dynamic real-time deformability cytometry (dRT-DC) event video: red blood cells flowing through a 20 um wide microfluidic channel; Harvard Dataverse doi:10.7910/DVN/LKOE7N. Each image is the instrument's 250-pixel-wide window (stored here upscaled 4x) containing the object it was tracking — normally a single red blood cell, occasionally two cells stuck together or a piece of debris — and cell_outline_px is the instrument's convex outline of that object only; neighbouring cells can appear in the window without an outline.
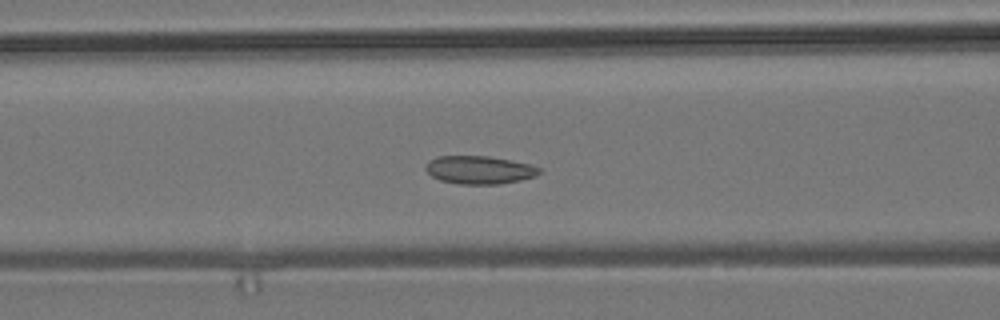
{"species": "common noctule bat (a hibernating species)", "species_latin": "Nyctalus noctula", "temperature_condition": "room temperature", "stored_images_in_passage": 42, "camera_frame_rate_fps": 3000, "um_per_image_px": 0.085, "animal": {"sex": "male", "body_mass_g": 19.2, "forearm_length_mm": 51.8}, "frame": {"image": 1, "passage_image": 12, "time_ms": 3.667, "image_size_px": [1000, 320], "cell_outline_px": [[540, 172], [536, 176], [520, 180], [500, 184], [460, 184], [440, 180], [432, 176], [424, 168], [436, 156], [488, 156], [512, 160], [528, 164], [540, 168]], "centroid_in_image_um": [40.76, 14.44], "position_along_channel_um": 125.8, "area_um2": 18.44}}
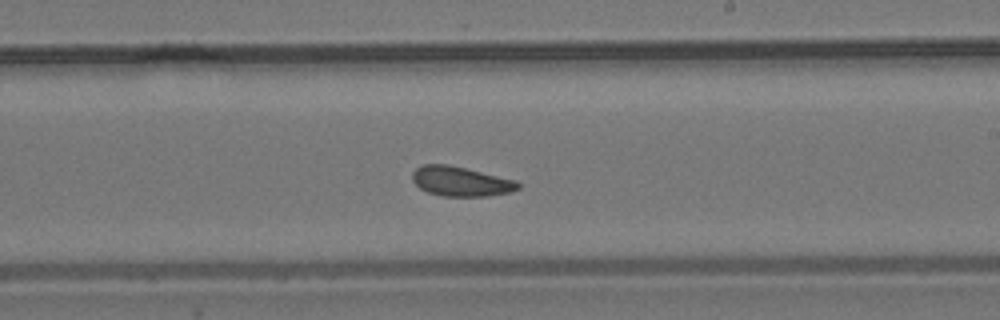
{"frame": {"image": 2, "passage_image": 22, "time_ms": 7.0, "image_size_px": [1000, 320], "cell_outline_px": [[520, 188], [508, 192], [488, 196], [440, 196], [428, 192], [420, 188], [412, 180], [412, 172], [416, 168], [424, 164], [448, 164], [516, 180], [520, 184]], "centroid_in_image_um": [39.14, 15.42], "position_along_channel_um": 249.9, "area_um2": 18.21}}
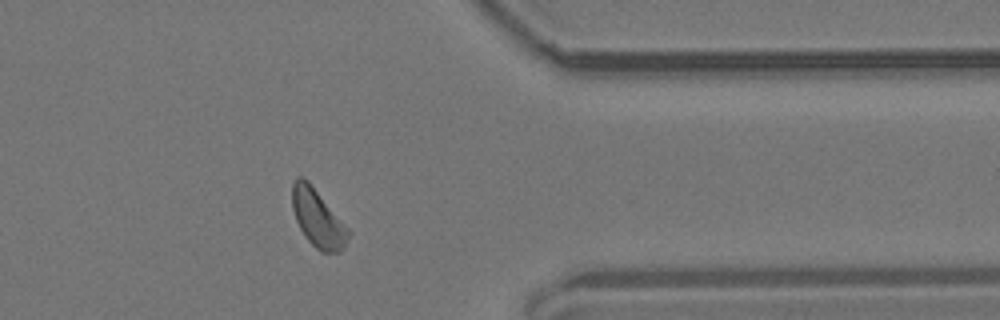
{"frame": {"image": 3, "passage_image": 34, "time_ms": 11.0, "image_size_px": [1000, 320], "cell_outline_px": [[352, 232], [340, 252], [320, 252], [304, 236], [296, 220], [292, 208], [292, 184], [296, 176], [304, 176], [308, 180]], "centroid_in_image_um": [27.0, 18.53], "position_along_channel_um": 384.4, "area_um2": 18.96}, "authors_computed_cell_mechanics": {"area_um2": 18.4093, "velocity_mm_per_s": 3.727, "shape_relaxation_time_tau1_ms": 10.3709, "shape_relaxation_time_tau2_ms": 3.4948, "deformation_change_tau1": 0.094, "deformation_change_tau2": 0.1008}}